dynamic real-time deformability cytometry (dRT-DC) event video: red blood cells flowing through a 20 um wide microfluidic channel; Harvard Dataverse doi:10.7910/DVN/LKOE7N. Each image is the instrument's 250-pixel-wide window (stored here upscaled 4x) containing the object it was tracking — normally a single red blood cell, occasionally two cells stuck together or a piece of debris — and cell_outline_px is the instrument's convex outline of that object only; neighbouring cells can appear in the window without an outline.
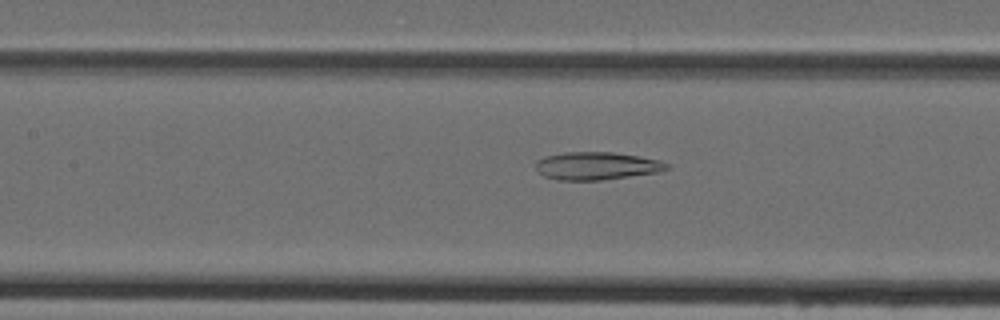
{"species": "Egyptian fruit bat (a non-hibernating species)", "species_latin": "Rousettus aegyptiacus", "temperature_condition": "cold", "stored_images_in_passage": 46, "camera_frame_rate_fps": 3000, "um_per_image_px": 0.085, "animal": {"sex": "female"}, "frame": {"image": 1, "passage_image": 21, "time_ms": 6.667, "image_size_px": [1000, 320], "cell_outline_px": [[672, 168], [660, 172], [600, 180], [560, 180], [544, 176], [536, 168], [536, 160], [544, 156], [564, 152], [612, 152], [640, 156], [656, 160], [668, 164]], "centroid_in_image_um": [50.72, 14.09], "position_along_channel_um": 156.7, "area_um2": 21.21}}
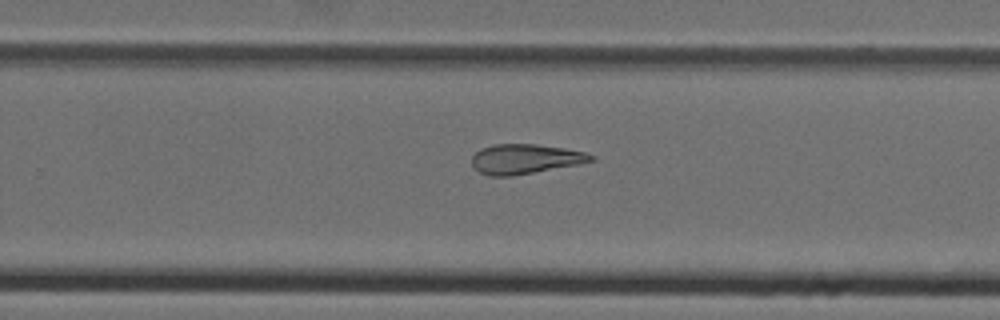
{"frame": {"image": 2, "passage_image": 30, "time_ms": 9.667, "image_size_px": [1000, 320], "cell_outline_px": [[596, 160], [580, 164], [512, 176], [488, 176], [472, 168], [472, 156], [480, 148], [492, 144], [536, 144], [564, 148], [584, 152], [596, 156]], "centroid_in_image_um": [44.63, 13.51], "position_along_channel_um": 285.2, "area_um2": 20.87}}
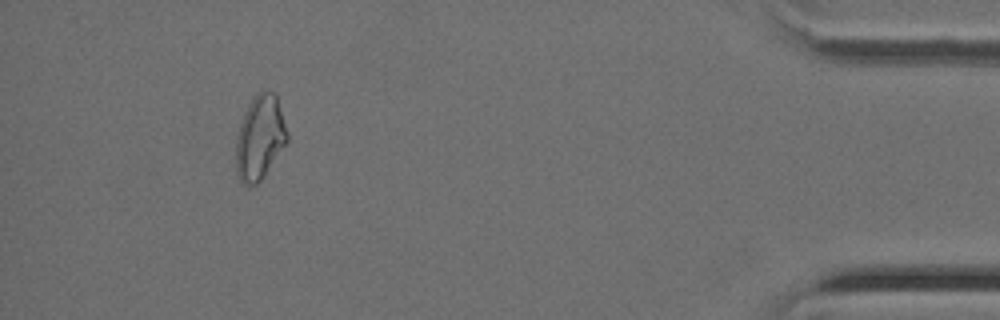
{"frame": {"image": 3, "passage_image": 43, "time_ms": 14.0, "image_size_px": [1000, 320], "cell_outline_px": [[288, 140], [264, 176], [256, 184], [244, 184], [240, 180], [236, 172], [236, 136], [244, 112], [252, 96], [260, 88], [272, 92], [276, 96], [288, 132]], "centroid_in_image_um": [22.07, 11.65], "position_along_channel_um": 413.1, "area_um2": 25.2}}